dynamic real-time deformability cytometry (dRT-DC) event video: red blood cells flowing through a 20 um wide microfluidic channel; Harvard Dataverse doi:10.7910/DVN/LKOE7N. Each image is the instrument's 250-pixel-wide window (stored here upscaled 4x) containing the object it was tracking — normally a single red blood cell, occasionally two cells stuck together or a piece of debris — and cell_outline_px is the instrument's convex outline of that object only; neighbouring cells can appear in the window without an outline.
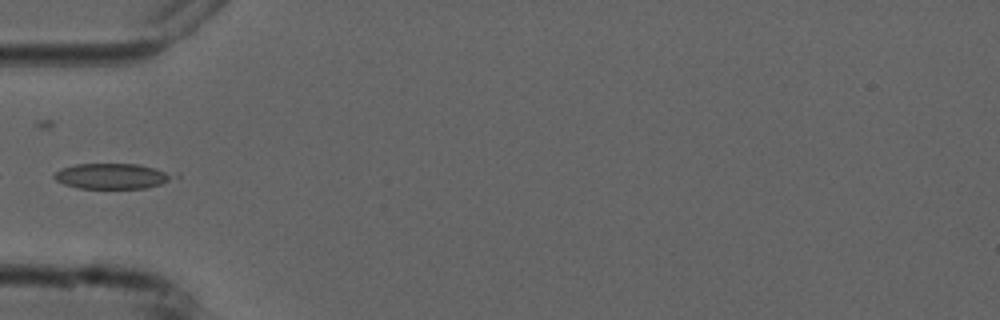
{"species": "common noctule bat (a hibernating species)", "species_latin": "Nyctalus noctula", "temperature_condition": "cold", "stored_images_in_passage": 8, "camera_frame_rate_fps": 3000, "um_per_image_px": 0.085, "animal": {"sex": "male", "forearm_length_mm": 52.5}, "frame": {"image": 1, "passage_image": 5, "time_ms": 5.333, "image_size_px": [1000, 320], "cell_outline_px": [[180, 176], [160, 184], [144, 188], [80, 188], [64, 184], [56, 180], [52, 176], [60, 168], [76, 164], [136, 164], [180, 172]], "centroid_in_image_um": [9.63, 14.96], "position_along_channel_um": 75.4, "area_um2": 17.98}}
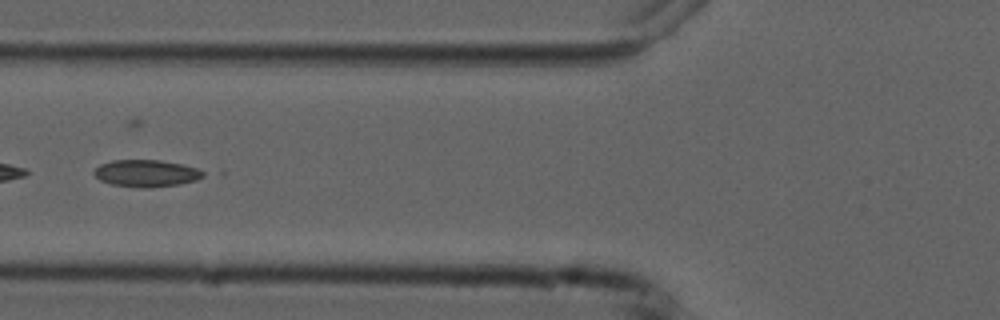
{"frame": {"image": 2, "passage_image": 6, "time_ms": 6.333, "image_size_px": [1000, 320], "cell_outline_px": [[204, 176], [196, 180], [180, 184], [148, 188], [140, 188], [112, 184], [100, 180], [92, 172], [100, 164], [112, 160], [160, 160], [184, 164], [196, 168], [204, 172]], "centroid_in_image_um": [12.44, 14.73], "position_along_channel_um": 113.4, "area_um2": 17.22}}
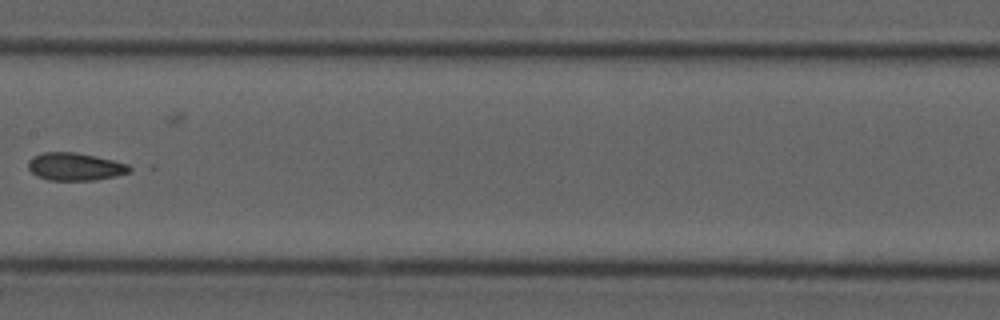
{"frame": {"image": 3, "passage_image": 8, "time_ms": 8.667, "image_size_px": [1000, 320], "cell_outline_px": [[136, 168], [132, 172], [116, 176], [96, 180], [48, 180], [36, 176], [28, 168], [28, 160], [32, 156], [44, 152], [76, 152], [96, 156], [128, 164]], "centroid_in_image_um": [6.42, 14.17], "position_along_channel_um": 201.0, "area_um2": 16.65}}